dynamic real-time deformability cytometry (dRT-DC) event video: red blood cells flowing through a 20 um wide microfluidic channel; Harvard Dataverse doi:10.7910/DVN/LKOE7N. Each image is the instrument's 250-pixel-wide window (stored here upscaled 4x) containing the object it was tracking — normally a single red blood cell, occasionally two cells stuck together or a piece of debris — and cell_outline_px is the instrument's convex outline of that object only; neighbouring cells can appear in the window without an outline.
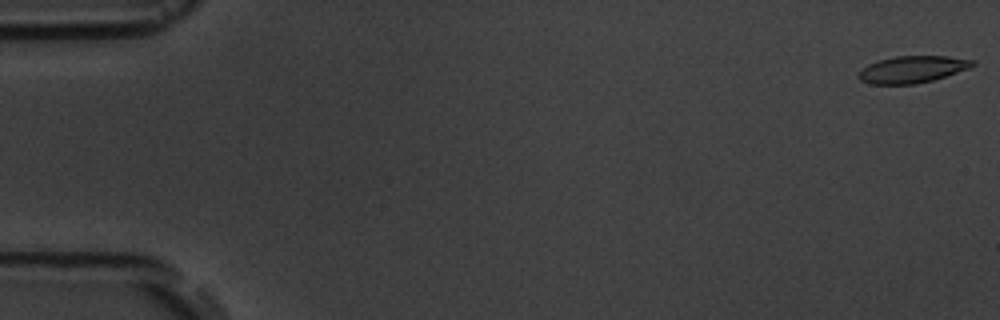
{"species": "common noctule bat (a hibernating species)", "species_latin": "Nyctalus noctula", "temperature_condition": "room temperature", "stored_images_in_passage": 5, "camera_frame_rate_fps": 3000, "um_per_image_px": 0.085, "animal": {"sex": "male", "body_mass_g": 19.5, "forearm_length_mm": 54.6}, "frame": {"image": 1, "passage_image": 1, "time_ms": 0.0, "image_size_px": [1000, 320], "cell_outline_px": [[976, 64], [972, 68], [932, 80], [916, 84], [868, 84], [860, 80], [856, 76], [868, 64], [880, 60], [896, 56], [948, 56], [976, 60]], "centroid_in_image_um": [77.59, 5.9], "position_along_channel_um": 7.4, "area_um2": 17.98}}
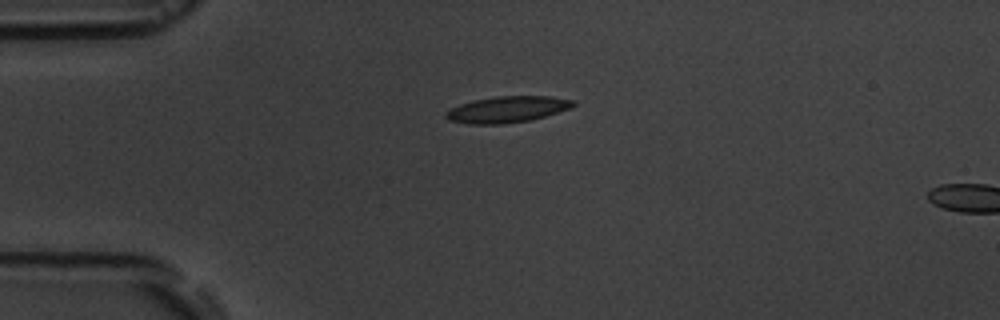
{"frame": {"image": 2, "passage_image": 4, "time_ms": 4.333, "image_size_px": [1000, 320], "cell_outline_px": [[576, 104], [568, 108], [532, 120], [500, 124], [468, 124], [448, 120], [444, 116], [444, 112], [460, 104], [472, 100], [496, 96], [552, 96], [576, 100]], "centroid_in_image_um": [43.08, 9.29], "position_along_channel_um": 41.9, "area_um2": 19.54}}